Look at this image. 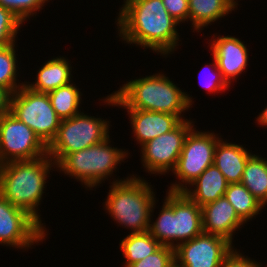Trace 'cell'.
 <instances>
[{
    "instance_id": "1",
    "label": "cell",
    "mask_w": 267,
    "mask_h": 267,
    "mask_svg": "<svg viewBox=\"0 0 267 267\" xmlns=\"http://www.w3.org/2000/svg\"><path fill=\"white\" fill-rule=\"evenodd\" d=\"M122 6L116 24L125 43L164 57L174 53L179 46L176 26L180 23L167 12L162 0H124Z\"/></svg>"
},
{
    "instance_id": "2",
    "label": "cell",
    "mask_w": 267,
    "mask_h": 267,
    "mask_svg": "<svg viewBox=\"0 0 267 267\" xmlns=\"http://www.w3.org/2000/svg\"><path fill=\"white\" fill-rule=\"evenodd\" d=\"M164 74L132 79L120 89L102 99L105 104L176 115L185 120L182 112L192 108V97ZM182 114V115H181ZM183 117V118H182Z\"/></svg>"
},
{
    "instance_id": "3",
    "label": "cell",
    "mask_w": 267,
    "mask_h": 267,
    "mask_svg": "<svg viewBox=\"0 0 267 267\" xmlns=\"http://www.w3.org/2000/svg\"><path fill=\"white\" fill-rule=\"evenodd\" d=\"M55 162L48 156L34 160L10 161L0 165V193L13 206L30 214L45 230L38 207L46 181ZM44 225V226H43Z\"/></svg>"
},
{
    "instance_id": "4",
    "label": "cell",
    "mask_w": 267,
    "mask_h": 267,
    "mask_svg": "<svg viewBox=\"0 0 267 267\" xmlns=\"http://www.w3.org/2000/svg\"><path fill=\"white\" fill-rule=\"evenodd\" d=\"M115 180L104 209L120 226L131 229V233L147 232L157 201L152 185L136 175Z\"/></svg>"
},
{
    "instance_id": "5",
    "label": "cell",
    "mask_w": 267,
    "mask_h": 267,
    "mask_svg": "<svg viewBox=\"0 0 267 267\" xmlns=\"http://www.w3.org/2000/svg\"><path fill=\"white\" fill-rule=\"evenodd\" d=\"M166 192L162 210L155 222L150 221L148 232L162 246L175 249L203 232L202 209L184 192Z\"/></svg>"
},
{
    "instance_id": "6",
    "label": "cell",
    "mask_w": 267,
    "mask_h": 267,
    "mask_svg": "<svg viewBox=\"0 0 267 267\" xmlns=\"http://www.w3.org/2000/svg\"><path fill=\"white\" fill-rule=\"evenodd\" d=\"M128 156V150L110 145V136L103 142L80 151L66 154L57 164V170L74 177L84 184L85 188H96L104 179L112 176L118 164ZM109 176V177H108Z\"/></svg>"
},
{
    "instance_id": "7",
    "label": "cell",
    "mask_w": 267,
    "mask_h": 267,
    "mask_svg": "<svg viewBox=\"0 0 267 267\" xmlns=\"http://www.w3.org/2000/svg\"><path fill=\"white\" fill-rule=\"evenodd\" d=\"M109 124L83 112L61 120L54 139L47 146L48 156L57 164L66 154L103 142L110 136Z\"/></svg>"
},
{
    "instance_id": "8",
    "label": "cell",
    "mask_w": 267,
    "mask_h": 267,
    "mask_svg": "<svg viewBox=\"0 0 267 267\" xmlns=\"http://www.w3.org/2000/svg\"><path fill=\"white\" fill-rule=\"evenodd\" d=\"M10 113L31 128L46 146L54 139L61 122L48 94L25 84L11 94Z\"/></svg>"
},
{
    "instance_id": "9",
    "label": "cell",
    "mask_w": 267,
    "mask_h": 267,
    "mask_svg": "<svg viewBox=\"0 0 267 267\" xmlns=\"http://www.w3.org/2000/svg\"><path fill=\"white\" fill-rule=\"evenodd\" d=\"M220 139L221 136L214 132H201L193 127L185 137L176 168L172 171L179 182H173L168 191L183 192L205 169L214 164L215 149Z\"/></svg>"
},
{
    "instance_id": "10",
    "label": "cell",
    "mask_w": 267,
    "mask_h": 267,
    "mask_svg": "<svg viewBox=\"0 0 267 267\" xmlns=\"http://www.w3.org/2000/svg\"><path fill=\"white\" fill-rule=\"evenodd\" d=\"M46 155L47 146L31 128L10 112L0 116V165Z\"/></svg>"
},
{
    "instance_id": "11",
    "label": "cell",
    "mask_w": 267,
    "mask_h": 267,
    "mask_svg": "<svg viewBox=\"0 0 267 267\" xmlns=\"http://www.w3.org/2000/svg\"><path fill=\"white\" fill-rule=\"evenodd\" d=\"M192 120H182L170 132L164 133L141 146V163L151 174L166 175L176 168L185 137L193 128Z\"/></svg>"
},
{
    "instance_id": "12",
    "label": "cell",
    "mask_w": 267,
    "mask_h": 267,
    "mask_svg": "<svg viewBox=\"0 0 267 267\" xmlns=\"http://www.w3.org/2000/svg\"><path fill=\"white\" fill-rule=\"evenodd\" d=\"M46 235V230L30 214L13 206L0 193L1 245L28 249L42 242Z\"/></svg>"
},
{
    "instance_id": "13",
    "label": "cell",
    "mask_w": 267,
    "mask_h": 267,
    "mask_svg": "<svg viewBox=\"0 0 267 267\" xmlns=\"http://www.w3.org/2000/svg\"><path fill=\"white\" fill-rule=\"evenodd\" d=\"M226 238L202 232L175 247L177 267H221L234 246Z\"/></svg>"
},
{
    "instance_id": "14",
    "label": "cell",
    "mask_w": 267,
    "mask_h": 267,
    "mask_svg": "<svg viewBox=\"0 0 267 267\" xmlns=\"http://www.w3.org/2000/svg\"><path fill=\"white\" fill-rule=\"evenodd\" d=\"M209 43L222 77L230 86L231 81L246 70L249 60L247 46L239 38L228 35L217 37L214 35Z\"/></svg>"
},
{
    "instance_id": "15",
    "label": "cell",
    "mask_w": 267,
    "mask_h": 267,
    "mask_svg": "<svg viewBox=\"0 0 267 267\" xmlns=\"http://www.w3.org/2000/svg\"><path fill=\"white\" fill-rule=\"evenodd\" d=\"M203 232L226 238L233 244V234L245 223L225 196L201 207ZM242 225V226H241Z\"/></svg>"
},
{
    "instance_id": "16",
    "label": "cell",
    "mask_w": 267,
    "mask_h": 267,
    "mask_svg": "<svg viewBox=\"0 0 267 267\" xmlns=\"http://www.w3.org/2000/svg\"><path fill=\"white\" fill-rule=\"evenodd\" d=\"M132 132L140 146L174 129L181 120L173 114L156 111L127 109Z\"/></svg>"
},
{
    "instance_id": "17",
    "label": "cell",
    "mask_w": 267,
    "mask_h": 267,
    "mask_svg": "<svg viewBox=\"0 0 267 267\" xmlns=\"http://www.w3.org/2000/svg\"><path fill=\"white\" fill-rule=\"evenodd\" d=\"M252 154L242 145L228 143L221 138L215 149L214 164L228 184L240 183L245 164Z\"/></svg>"
},
{
    "instance_id": "18",
    "label": "cell",
    "mask_w": 267,
    "mask_h": 267,
    "mask_svg": "<svg viewBox=\"0 0 267 267\" xmlns=\"http://www.w3.org/2000/svg\"><path fill=\"white\" fill-rule=\"evenodd\" d=\"M227 186L228 183L221 171L215 164H212L190 184V187H194L193 189L187 188L183 192L192 201L202 207L209 202L216 201L218 198L223 197Z\"/></svg>"
},
{
    "instance_id": "19",
    "label": "cell",
    "mask_w": 267,
    "mask_h": 267,
    "mask_svg": "<svg viewBox=\"0 0 267 267\" xmlns=\"http://www.w3.org/2000/svg\"><path fill=\"white\" fill-rule=\"evenodd\" d=\"M65 57L48 59L37 71L35 82H25L30 89L48 94L55 89L70 84L73 80L72 66ZM70 64V65H69ZM31 83V84H30Z\"/></svg>"
},
{
    "instance_id": "20",
    "label": "cell",
    "mask_w": 267,
    "mask_h": 267,
    "mask_svg": "<svg viewBox=\"0 0 267 267\" xmlns=\"http://www.w3.org/2000/svg\"><path fill=\"white\" fill-rule=\"evenodd\" d=\"M188 5L189 20L192 22L193 32L204 30L203 27L211 25V23L216 22L230 14L235 8H238L237 0H188Z\"/></svg>"
},
{
    "instance_id": "21",
    "label": "cell",
    "mask_w": 267,
    "mask_h": 267,
    "mask_svg": "<svg viewBox=\"0 0 267 267\" xmlns=\"http://www.w3.org/2000/svg\"><path fill=\"white\" fill-rule=\"evenodd\" d=\"M240 183L265 207L267 205V158L252 154L245 164Z\"/></svg>"
},
{
    "instance_id": "22",
    "label": "cell",
    "mask_w": 267,
    "mask_h": 267,
    "mask_svg": "<svg viewBox=\"0 0 267 267\" xmlns=\"http://www.w3.org/2000/svg\"><path fill=\"white\" fill-rule=\"evenodd\" d=\"M120 242L122 255L126 259L123 265L124 267L143 260L162 246L148 231L143 233H130Z\"/></svg>"
},
{
    "instance_id": "23",
    "label": "cell",
    "mask_w": 267,
    "mask_h": 267,
    "mask_svg": "<svg viewBox=\"0 0 267 267\" xmlns=\"http://www.w3.org/2000/svg\"><path fill=\"white\" fill-rule=\"evenodd\" d=\"M224 196L244 223L252 220L264 208L242 183L228 184Z\"/></svg>"
},
{
    "instance_id": "24",
    "label": "cell",
    "mask_w": 267,
    "mask_h": 267,
    "mask_svg": "<svg viewBox=\"0 0 267 267\" xmlns=\"http://www.w3.org/2000/svg\"><path fill=\"white\" fill-rule=\"evenodd\" d=\"M76 84L59 87L48 93L53 109L61 120L69 119L81 113V92Z\"/></svg>"
},
{
    "instance_id": "25",
    "label": "cell",
    "mask_w": 267,
    "mask_h": 267,
    "mask_svg": "<svg viewBox=\"0 0 267 267\" xmlns=\"http://www.w3.org/2000/svg\"><path fill=\"white\" fill-rule=\"evenodd\" d=\"M15 48V43L0 47V87L6 88L11 94L25 84V82L17 83L19 67Z\"/></svg>"
},
{
    "instance_id": "26",
    "label": "cell",
    "mask_w": 267,
    "mask_h": 267,
    "mask_svg": "<svg viewBox=\"0 0 267 267\" xmlns=\"http://www.w3.org/2000/svg\"><path fill=\"white\" fill-rule=\"evenodd\" d=\"M20 25H23L22 21L0 5V47L16 43Z\"/></svg>"
},
{
    "instance_id": "27",
    "label": "cell",
    "mask_w": 267,
    "mask_h": 267,
    "mask_svg": "<svg viewBox=\"0 0 267 267\" xmlns=\"http://www.w3.org/2000/svg\"><path fill=\"white\" fill-rule=\"evenodd\" d=\"M48 0H0V5L11 11L22 23L29 17L36 16V11L43 9ZM28 18V19H27Z\"/></svg>"
},
{
    "instance_id": "28",
    "label": "cell",
    "mask_w": 267,
    "mask_h": 267,
    "mask_svg": "<svg viewBox=\"0 0 267 267\" xmlns=\"http://www.w3.org/2000/svg\"><path fill=\"white\" fill-rule=\"evenodd\" d=\"M175 265V249L169 246H161L153 254L128 267H173Z\"/></svg>"
},
{
    "instance_id": "29",
    "label": "cell",
    "mask_w": 267,
    "mask_h": 267,
    "mask_svg": "<svg viewBox=\"0 0 267 267\" xmlns=\"http://www.w3.org/2000/svg\"><path fill=\"white\" fill-rule=\"evenodd\" d=\"M213 64H208L205 65L204 67L206 68H212L211 71L209 74H208V77L205 78V82H204V88L206 91H208L209 93H218L221 91H225L226 89H228L230 86L227 84V82L223 79L222 77V74H221V71L219 70L218 68V65H217V61H216V58L213 56ZM208 65H211V66H208ZM208 66V67H207ZM210 70V69H209ZM206 72V71H205ZM204 79V78H203ZM200 80V79H199ZM202 81V79L200 80ZM203 82V81H202ZM201 83V82H200ZM216 92V93H215Z\"/></svg>"
},
{
    "instance_id": "30",
    "label": "cell",
    "mask_w": 267,
    "mask_h": 267,
    "mask_svg": "<svg viewBox=\"0 0 267 267\" xmlns=\"http://www.w3.org/2000/svg\"><path fill=\"white\" fill-rule=\"evenodd\" d=\"M167 12L179 23L189 21L188 0H162Z\"/></svg>"
},
{
    "instance_id": "31",
    "label": "cell",
    "mask_w": 267,
    "mask_h": 267,
    "mask_svg": "<svg viewBox=\"0 0 267 267\" xmlns=\"http://www.w3.org/2000/svg\"><path fill=\"white\" fill-rule=\"evenodd\" d=\"M260 262L248 258L240 253V250L233 248V250L224 258L221 267H261Z\"/></svg>"
},
{
    "instance_id": "32",
    "label": "cell",
    "mask_w": 267,
    "mask_h": 267,
    "mask_svg": "<svg viewBox=\"0 0 267 267\" xmlns=\"http://www.w3.org/2000/svg\"><path fill=\"white\" fill-rule=\"evenodd\" d=\"M11 93L4 87H0V116L10 112Z\"/></svg>"
},
{
    "instance_id": "33",
    "label": "cell",
    "mask_w": 267,
    "mask_h": 267,
    "mask_svg": "<svg viewBox=\"0 0 267 267\" xmlns=\"http://www.w3.org/2000/svg\"><path fill=\"white\" fill-rule=\"evenodd\" d=\"M256 121L258 122L259 125L266 126L267 128V106L265 109L258 115Z\"/></svg>"
}]
</instances>
